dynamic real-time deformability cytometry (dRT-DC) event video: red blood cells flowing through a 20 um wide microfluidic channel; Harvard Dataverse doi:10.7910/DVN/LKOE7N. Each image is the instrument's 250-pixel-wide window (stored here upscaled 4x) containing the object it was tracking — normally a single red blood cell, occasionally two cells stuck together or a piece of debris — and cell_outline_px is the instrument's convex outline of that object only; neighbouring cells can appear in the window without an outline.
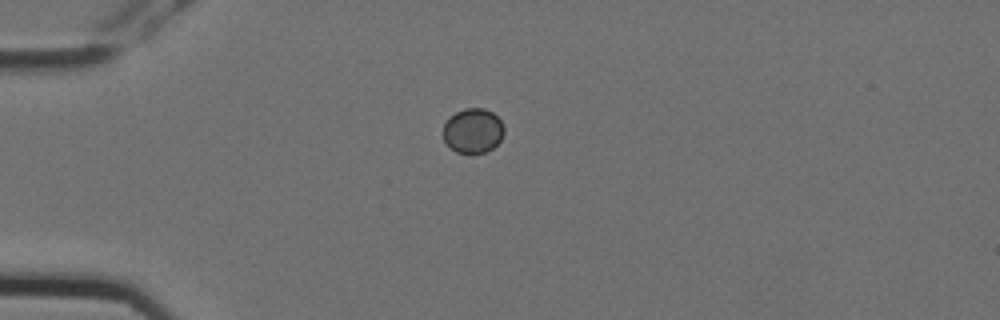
{"species": "Egyptian fruit bat (a non-hibernating species)", "species_latin": "Rousettus aegyptiacus", "temperature_condition": "cold", "stored_images_in_passage": 6, "camera_frame_rate_fps": 3000, "um_per_image_px": 0.085, "animal": {"sex": "female"}, "frame": {"image": 1, "passage_image": 1, "time_ms": 0.0, "image_size_px": [1000, 320], "cell_outline_px": [[504, 132], [500, 140], [492, 148], [484, 152], [456, 152], [444, 144], [440, 132], [444, 124], [456, 112], [464, 108], [484, 108], [492, 112], [504, 124]], "centroid_in_image_um": [40.16, 11.11], "position_along_channel_um": 44.8, "area_um2": 16.01}}
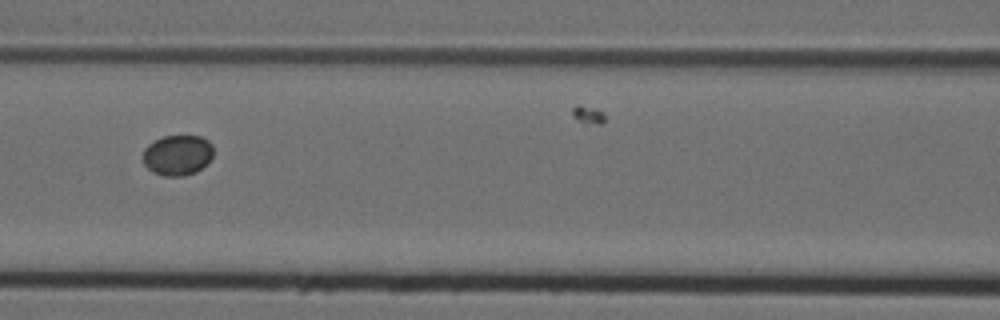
{"frame": {"image": 2, "passage_image": 4, "time_ms": 1.0, "image_size_px": [1000, 320], "cell_outline_px": [[212, 156], [196, 172], [184, 176], [164, 176], [152, 172], [144, 164], [144, 148], [148, 144], [164, 136], [200, 136], [208, 140], [212, 144]], "centroid_in_image_um": [15.07, 13.18], "position_along_channel_um": 151.5, "area_um2": 16.42}}
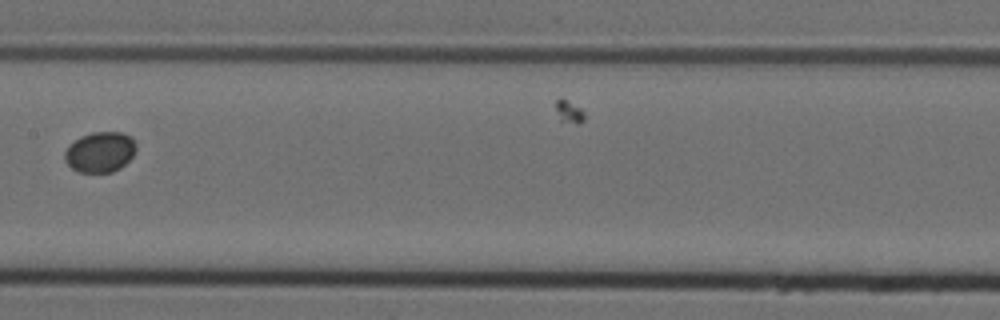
{"frame": {"image": 3, "passage_image": 5, "time_ms": 1.333, "image_size_px": [1000, 320], "cell_outline_px": [[136, 148], [132, 156], [120, 168], [112, 172], [80, 172], [72, 168], [64, 160], [64, 152], [68, 144], [80, 136], [92, 132], [124, 132], [132, 136], [136, 144]], "centroid_in_image_um": [8.49, 12.9], "position_along_channel_um": 198.9, "area_um2": 16.99}}